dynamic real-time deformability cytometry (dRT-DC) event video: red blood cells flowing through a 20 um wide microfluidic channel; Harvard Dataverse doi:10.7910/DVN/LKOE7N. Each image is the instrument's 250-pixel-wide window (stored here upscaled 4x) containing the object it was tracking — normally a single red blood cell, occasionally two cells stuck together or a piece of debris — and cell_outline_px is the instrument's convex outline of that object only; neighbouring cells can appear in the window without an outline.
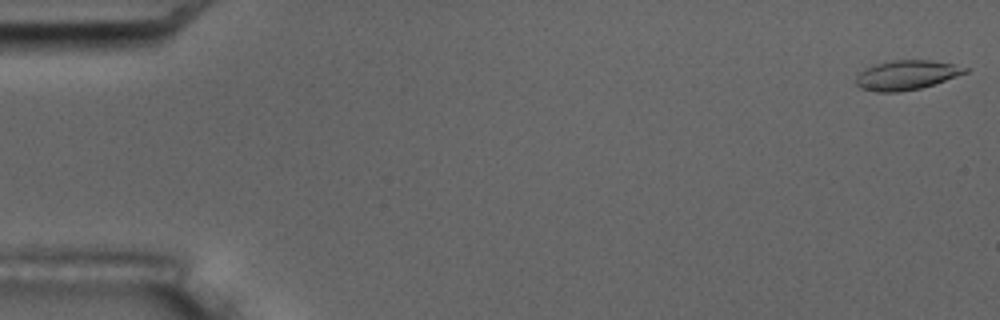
{"species": "common noctule bat (a hibernating species)", "species_latin": "Nyctalus noctula", "temperature_condition": "room temperature", "stored_images_in_passage": 3, "segment_of_instrument_passage": [2, 2], "camera_frame_rate_fps": 3000, "um_per_image_px": 0.085, "animal": {"sex": "male", "body_mass_g": 17.5, "forearm_length_mm": 52.3}, "frame": {"image": 1, "passage_image": 3, "time_ms": 2.333, "image_size_px": [1000, 320], "cell_outline_px": [[968, 72], [920, 88], [900, 92], [876, 92], [860, 88], [856, 84], [856, 76], [864, 68], [876, 64], [896, 60], [932, 60], [952, 64], [968, 68]], "centroid_in_image_um": [77.01, 6.38], "position_along_channel_um": 8.0, "area_um2": 18.55}}